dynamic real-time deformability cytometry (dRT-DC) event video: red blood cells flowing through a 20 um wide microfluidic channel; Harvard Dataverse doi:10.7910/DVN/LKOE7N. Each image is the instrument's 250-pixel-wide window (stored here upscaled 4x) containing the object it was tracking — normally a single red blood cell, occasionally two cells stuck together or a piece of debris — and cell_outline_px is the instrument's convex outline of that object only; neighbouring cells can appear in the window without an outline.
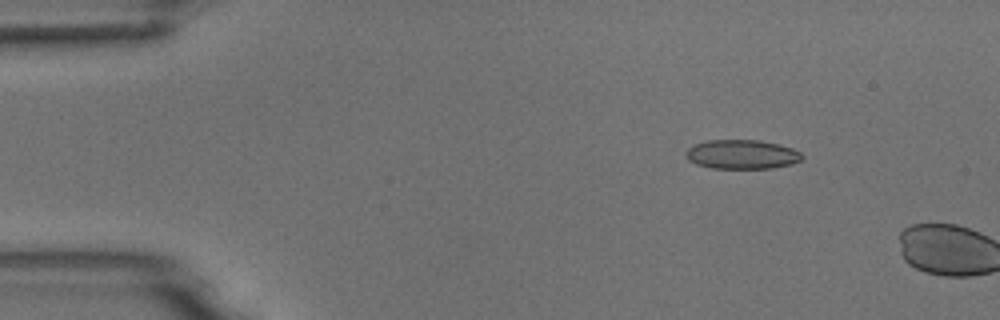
{"species": "common noctule bat (a hibernating species)", "species_latin": "Nyctalus noctula", "temperature_condition": "room temperature", "stored_images_in_passage": 3, "camera_frame_rate_fps": 3000, "um_per_image_px": 0.085, "animal": {"sex": "male", "body_mass_g": 18.8}, "frame": {"image": 1, "passage_image": 2, "time_ms": 1.333, "image_size_px": [1000, 320], "cell_outline_px": [[804, 156], [800, 160], [792, 164], [772, 168], [712, 168], [696, 164], [688, 160], [684, 152], [692, 144], [704, 140], [760, 140], [780, 144], [792, 148], [800, 152]], "centroid_in_image_um": [63.03, 13.11], "position_along_channel_um": 22.0, "area_um2": 20.0}}